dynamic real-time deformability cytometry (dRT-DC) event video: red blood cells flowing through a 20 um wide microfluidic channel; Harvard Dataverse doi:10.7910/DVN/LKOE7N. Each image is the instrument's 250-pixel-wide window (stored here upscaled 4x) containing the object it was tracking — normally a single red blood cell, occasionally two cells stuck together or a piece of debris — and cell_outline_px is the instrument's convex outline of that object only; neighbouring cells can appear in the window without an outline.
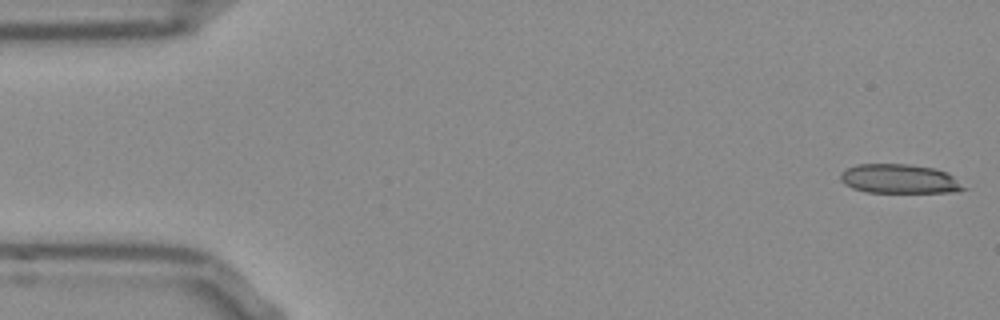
{"species": "Egyptian fruit bat (a non-hibernating species)", "species_latin": "Rousettus aegyptiacus", "temperature_condition": "room temperature", "stored_images_in_passage": 52, "camera_frame_rate_fps": 3000, "um_per_image_px": 0.085, "frame": {"image": 1, "passage_image": 1, "time_ms": 0.0, "image_size_px": [1000, 320], "cell_outline_px": [[968, 188], [952, 192], [868, 192], [852, 188], [844, 184], [840, 180], [840, 172], [856, 164], [908, 164], [936, 168], [948, 172]], "centroid_in_image_um": [76.45, 15.2], "position_along_channel_um": 8.5, "area_um2": 21.1}}
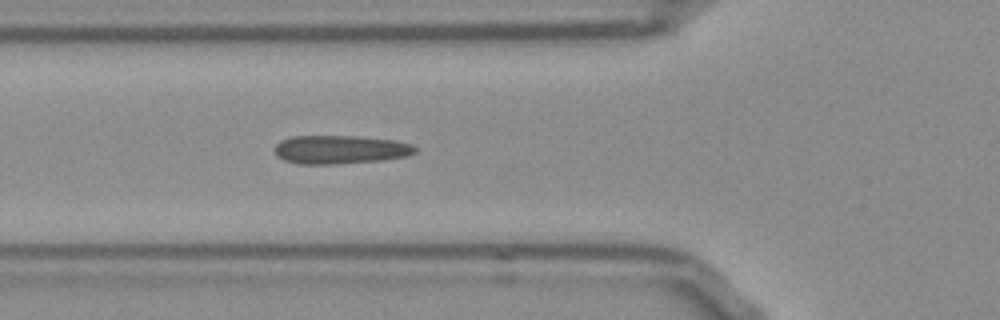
{"frame": {"image": 2, "passage_image": 18, "time_ms": 5.667, "image_size_px": [1000, 320], "cell_outline_px": [[416, 152], [408, 156], [380, 160], [336, 164], [300, 164], [284, 160], [276, 156], [276, 144], [280, 140], [292, 136], [356, 136], [396, 140], [412, 144], [416, 148]], "centroid_in_image_um": [28.92, 12.71], "position_along_channel_um": 96.9, "area_um2": 23.41}}
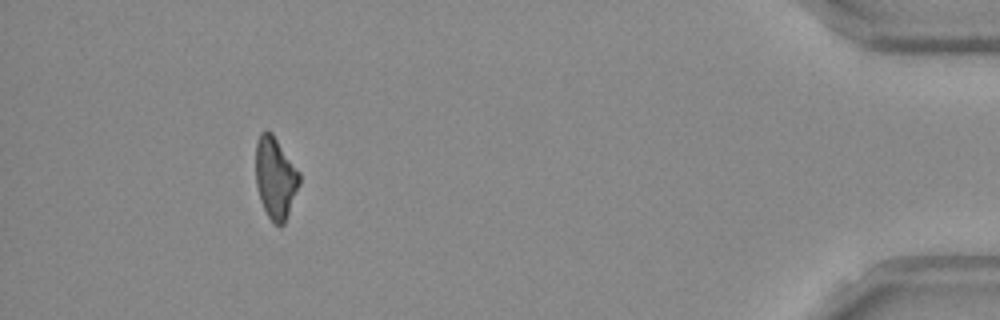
{"frame": {"image": 3, "passage_image": 48, "time_ms": 15.667, "image_size_px": [1000, 320], "cell_outline_px": [[300, 184], [284, 224], [272, 224], [260, 200], [256, 184], [256, 140], [260, 132], [268, 128], [272, 132], [300, 172]], "centroid_in_image_um": [23.4, 15.08], "position_along_channel_um": 411.8, "area_um2": 20.98}, "authors_computed_cell_mechanics": {"area_um2": 22.1663, "velocity_mm_per_s": 3.8012, "shape_relaxation_time_tau1_ms": null, "shape_relaxation_time_tau2_ms": 2.9718, "deformation_change_tau1": null, "deformation_change_tau2": 0.1483}}